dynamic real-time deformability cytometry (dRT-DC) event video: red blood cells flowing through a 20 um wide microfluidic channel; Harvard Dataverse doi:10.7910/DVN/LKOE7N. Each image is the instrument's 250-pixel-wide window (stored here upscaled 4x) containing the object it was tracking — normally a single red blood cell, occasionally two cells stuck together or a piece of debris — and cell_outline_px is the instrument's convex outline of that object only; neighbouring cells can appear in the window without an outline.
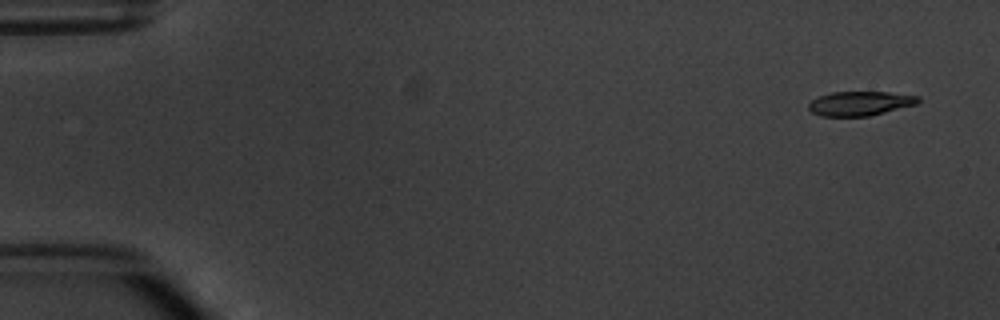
{"species": "common noctule bat (a hibernating species)", "species_latin": "Nyctalus noctula", "temperature_condition": "warm", "stored_images_in_passage": 4, "camera_frame_rate_fps": 3000, "um_per_image_px": 0.085, "animal": {"sex": "male", "body_mass_g": 20.1, "forearm_length_mm": 53.5}, "frame": {"image": 1, "passage_image": 1, "time_ms": 0.0, "image_size_px": [1000, 320], "cell_outline_px": [[920, 100], [916, 104], [868, 116], [820, 116], [812, 112], [808, 108], [808, 104], [812, 100], [820, 96], [832, 92], [888, 92], [920, 96]], "centroid_in_image_um": [73.09, 8.79], "position_along_channel_um": 11.9, "area_um2": 15.37}}